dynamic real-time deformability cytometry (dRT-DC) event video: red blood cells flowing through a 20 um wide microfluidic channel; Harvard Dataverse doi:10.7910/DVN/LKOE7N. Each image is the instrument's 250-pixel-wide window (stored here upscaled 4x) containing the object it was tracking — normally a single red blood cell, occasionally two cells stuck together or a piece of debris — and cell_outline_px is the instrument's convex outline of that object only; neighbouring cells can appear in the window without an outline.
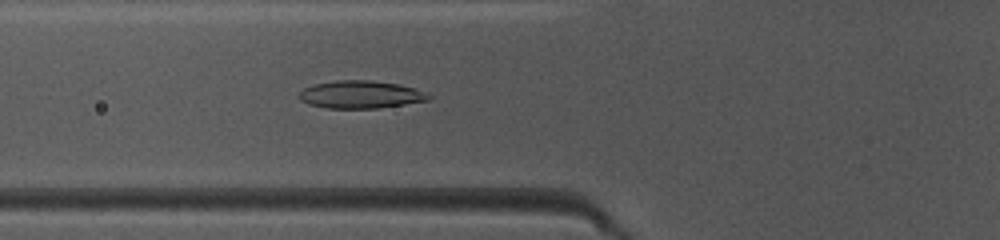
{"species": "common noctule bat (a hibernating species)", "species_latin": "Nyctalus noctula", "temperature_condition": "warm", "stored_images_in_passage": 48, "camera_frame_rate_fps": 3000, "um_per_image_px": 0.085, "animal": {"sex": "female", "body_mass_g": 10.0, "forearm_length_mm": 53.1}, "frame": {"image": 1, "passage_image": 18, "time_ms": 5.667, "image_size_px": [1000, 240], "cell_outline_px": [[432, 96], [428, 100], [380, 108], [328, 108], [308, 104], [300, 100], [300, 92], [304, 88], [316, 84], [336, 80], [372, 80], [396, 84], [428, 92]], "centroid_in_image_um": [30.66, 8.04], "position_along_channel_um": 95.1, "area_um2": 20.69}}
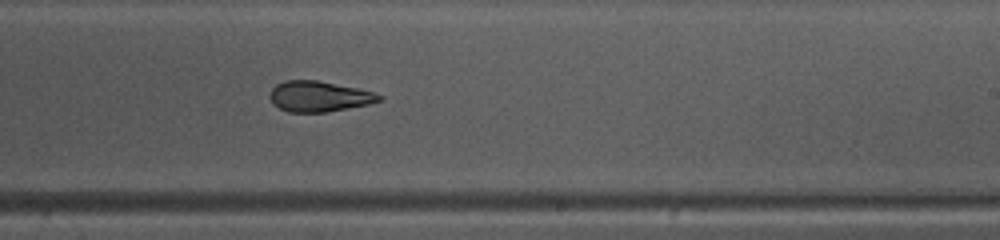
{"frame": {"image": 2, "passage_image": 30, "time_ms": 9.667, "image_size_px": [1000, 240], "cell_outline_px": [[384, 100], [368, 104], [324, 112], [288, 112], [272, 104], [268, 96], [272, 88], [276, 84], [284, 80], [316, 80], [356, 88], [372, 92], [384, 96]], "centroid_in_image_um": [27.08, 8.19], "position_along_channel_um": 261.9, "area_um2": 19.42}}
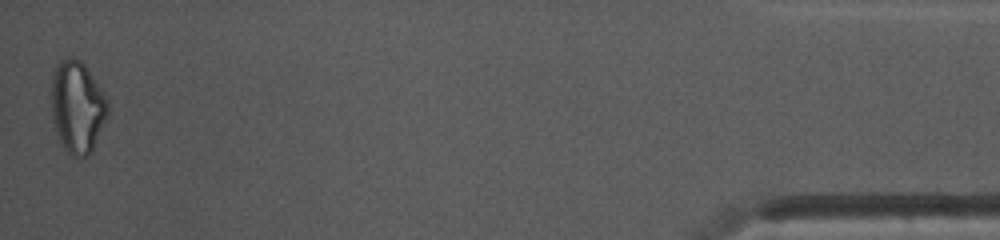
{"frame": {"image": 3, "passage_image": 48, "time_ms": 15.667, "image_size_px": [1000, 240], "cell_outline_px": [[108, 112], [92, 148], [88, 156], [72, 156], [60, 144], [52, 116], [52, 76], [60, 60], [72, 56], [80, 60], [84, 64], [104, 96], [108, 104]], "centroid_in_image_um": [6.54, 9.08], "position_along_channel_um": 428.7, "area_um2": 29.42}, "authors_computed_cell_mechanics": {"area_um2": 21.1548, "velocity_mm_per_s": 4.1431, "shape_relaxation_time_tau1_ms": 3.9797, "shape_relaxation_time_tau2_ms": 3.1064, "deformation_change_tau1": 0.1675, "deformation_change_tau2": 0.0829}}